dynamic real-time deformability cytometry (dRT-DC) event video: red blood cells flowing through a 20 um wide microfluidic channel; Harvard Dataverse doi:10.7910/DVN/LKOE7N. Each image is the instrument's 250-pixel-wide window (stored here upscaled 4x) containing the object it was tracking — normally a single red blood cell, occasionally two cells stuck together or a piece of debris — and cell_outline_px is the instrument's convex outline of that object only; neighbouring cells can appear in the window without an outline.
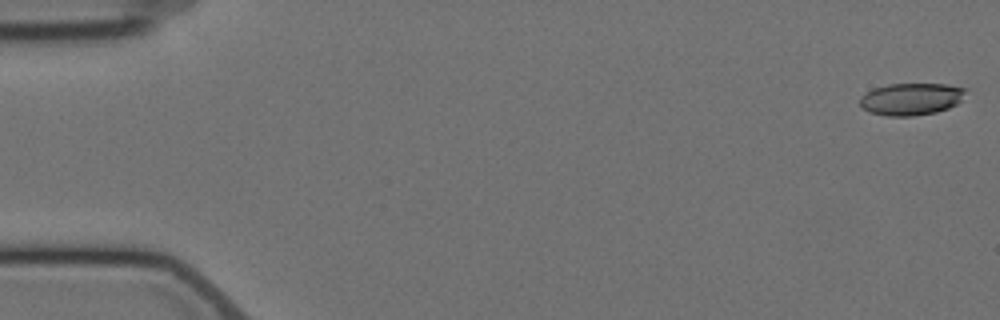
{"species": "Egyptian fruit bat (a non-hibernating species)", "species_latin": "Rousettus aegyptiacus", "temperature_condition": "cold", "stored_images_in_passage": 4, "camera_frame_rate_fps": 3000, "um_per_image_px": 0.085, "animal": {"sex": "female"}, "frame": {"image": 1, "passage_image": 1, "time_ms": 0.0, "image_size_px": [1000, 320], "cell_outline_px": [[968, 88], [960, 100], [956, 104], [948, 108], [936, 112], [912, 116], [888, 116], [868, 112], [860, 104], [860, 96], [872, 88], [888, 84], [944, 84]], "centroid_in_image_um": [77.42, 8.41], "position_along_channel_um": 7.6, "area_um2": 19.83}}